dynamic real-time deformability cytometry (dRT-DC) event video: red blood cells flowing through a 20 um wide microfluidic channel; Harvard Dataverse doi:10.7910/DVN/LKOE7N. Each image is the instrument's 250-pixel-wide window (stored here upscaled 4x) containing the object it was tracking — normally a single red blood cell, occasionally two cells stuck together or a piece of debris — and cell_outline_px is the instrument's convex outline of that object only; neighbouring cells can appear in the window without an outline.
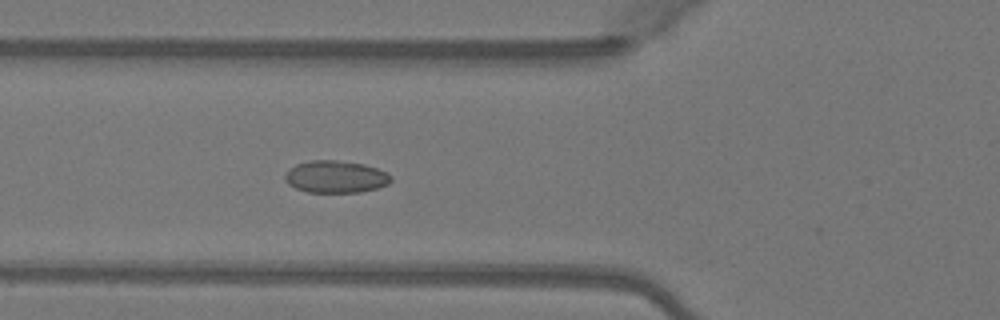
{"species": "Egyptian fruit bat (a non-hibernating species)", "species_latin": "Rousettus aegyptiacus", "temperature_condition": "warm", "stored_images_in_passage": 51, "camera_frame_rate_fps": 3000, "um_per_image_px": 0.085, "animal": {"sex": "female"}, "frame": {"image": 1, "passage_image": 19, "time_ms": 6.0, "image_size_px": [1000, 320], "cell_outline_px": [[392, 180], [388, 184], [380, 188], [360, 192], [308, 192], [296, 188], [288, 184], [284, 180], [284, 176], [288, 168], [296, 164], [312, 160], [336, 160], [364, 164], [388, 172], [392, 176]], "centroid_in_image_um": [28.54, 15.02], "position_along_channel_um": 97.3, "area_um2": 20.11}}
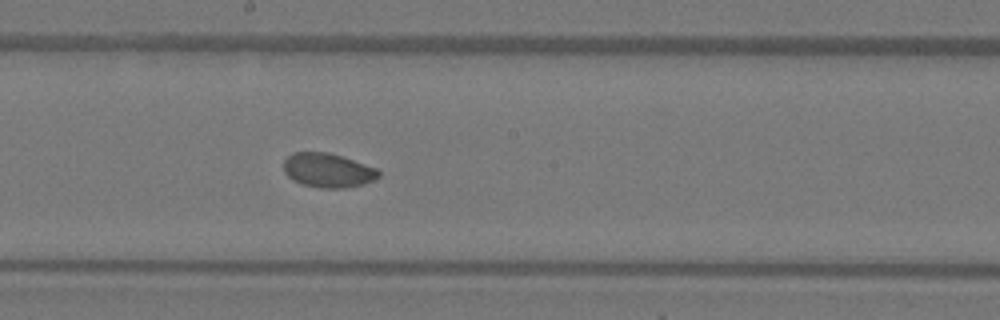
{"frame": {"image": 2, "passage_image": 28, "time_ms": 9.0, "image_size_px": [1000, 320], "cell_outline_px": [[380, 176], [364, 184], [344, 188], [320, 188], [300, 184], [292, 180], [284, 172], [284, 160], [292, 152], [328, 152], [376, 168], [380, 172]], "centroid_in_image_um": [27.83, 14.48], "position_along_channel_um": 220.4, "area_um2": 18.9}}
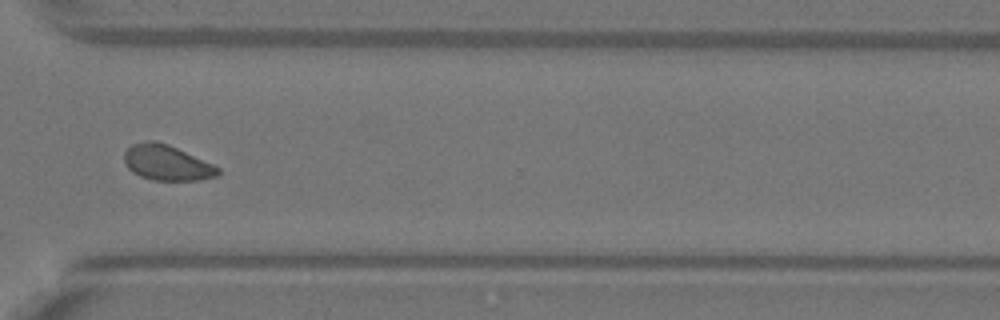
{"frame": {"image": 3, "passage_image": 38, "time_ms": 12.333, "image_size_px": [1000, 320], "cell_outline_px": [[220, 172], [216, 176], [200, 180], [152, 180], [140, 176], [132, 172], [128, 168], [124, 160], [124, 152], [132, 144], [148, 140], [156, 140], [168, 144], [212, 164], [220, 168]], "centroid_in_image_um": [14.15, 13.83], "position_along_channel_um": 356.4, "area_um2": 19.25}, "authors_computed_cell_mechanics": {"area_um2": 19.5942, "velocity_mm_per_s": 4.0948, "shape_relaxation_time_tau1_ms": 1.8952, "shape_relaxation_time_tau2_ms": 7.8209, "deformation_change_tau1": 0.0492, "deformation_change_tau2": 0.0717}}